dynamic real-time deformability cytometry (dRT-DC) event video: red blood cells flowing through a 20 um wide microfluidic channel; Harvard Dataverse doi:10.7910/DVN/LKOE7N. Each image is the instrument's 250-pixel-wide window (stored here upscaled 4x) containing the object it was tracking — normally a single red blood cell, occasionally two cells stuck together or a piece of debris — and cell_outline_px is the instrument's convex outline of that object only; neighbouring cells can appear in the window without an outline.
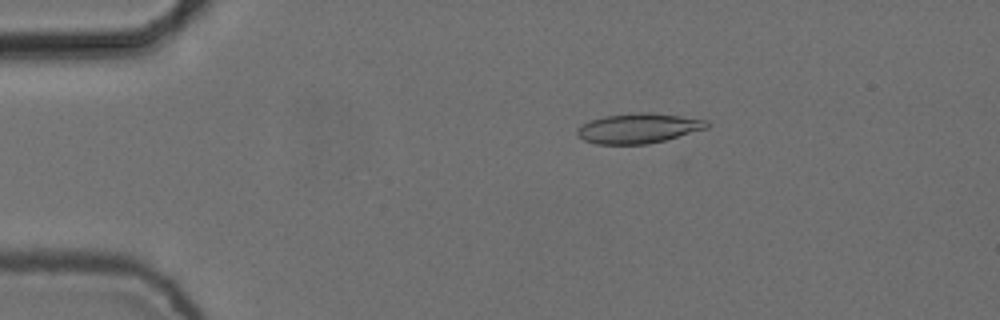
{"species": "common noctule bat (a hibernating species)", "species_latin": "Nyctalus noctula", "temperature_condition": "cold", "stored_images_in_passage": 49, "camera_frame_rate_fps": 3000, "um_per_image_px": 0.085, "animal": {"sex": "female", "body_mass_g": 24.6, "forearm_length_mm": 56.2}, "frame": {"image": 1, "passage_image": 5, "time_ms": 1.333, "image_size_px": [1000, 320], "cell_outline_px": [[708, 128], [664, 140], [648, 144], [596, 144], [584, 140], [576, 132], [580, 124], [588, 120], [604, 116], [636, 112], [648, 112], [680, 116], [708, 120]], "centroid_in_image_um": [54.24, 10.89], "position_along_channel_um": 30.8, "area_um2": 22.6}}
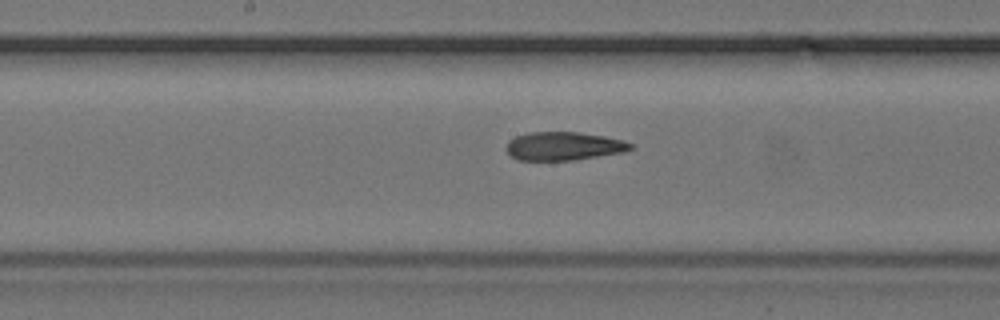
{"frame": {"image": 2, "passage_image": 23, "time_ms": 7.333, "image_size_px": [1000, 320], "cell_outline_px": [[636, 148], [624, 152], [572, 160], [516, 160], [504, 148], [508, 140], [516, 136], [528, 132], [580, 132], [604, 136], [624, 140], [636, 144]], "centroid_in_image_um": [47.94, 12.41], "position_along_channel_um": 200.3, "area_um2": 20.87}}
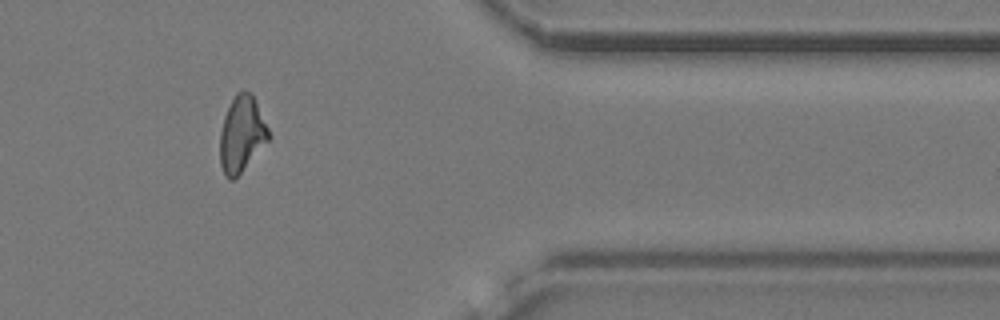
{"frame": {"image": 3, "passage_image": 40, "time_ms": 13.0, "image_size_px": [1000, 320], "cell_outline_px": [[272, 136], [240, 172], [232, 180], [228, 180], [224, 176], [220, 164], [220, 132], [224, 116], [236, 92], [252, 92]], "centroid_in_image_um": [20.54, 11.4], "position_along_channel_um": 390.9, "area_um2": 21.33}, "authors_computed_cell_mechanics": {"area_um2": 21.6172, "velocity_mm_per_s": 3.7405, "shape_relaxation_time_tau1_ms": null, "shape_relaxation_time_tau2_ms": 4.0104, "deformation_change_tau1": null, "deformation_change_tau2": 0.1226}}